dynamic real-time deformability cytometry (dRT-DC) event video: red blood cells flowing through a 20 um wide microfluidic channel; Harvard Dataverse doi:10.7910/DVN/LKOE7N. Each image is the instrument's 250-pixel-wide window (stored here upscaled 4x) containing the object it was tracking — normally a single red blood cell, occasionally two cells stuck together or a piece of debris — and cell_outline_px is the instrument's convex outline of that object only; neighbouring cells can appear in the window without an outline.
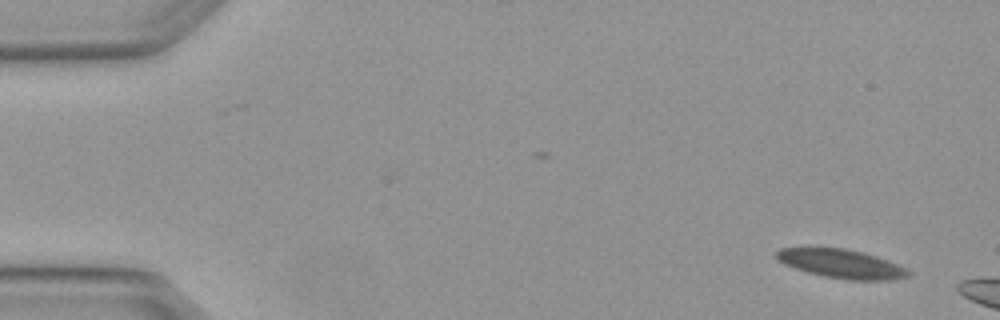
{"species": "Egyptian fruit bat (a non-hibernating species)", "species_latin": "Rousettus aegyptiacus", "temperature_condition": "warm", "stored_images_in_passage": 4, "segment_of_instrument_passage": [2, 2], "camera_frame_rate_fps": 3000, "um_per_image_px": 0.085, "animal": {"sex": "female"}, "frame": {"image": 1, "passage_image": 4, "time_ms": 1.0, "image_size_px": [1000, 320], "cell_outline_px": [[912, 272], [908, 276], [892, 280], [848, 280], [824, 276], [808, 272], [784, 264], [776, 256], [776, 252], [780, 248], [844, 248], [864, 252], [888, 260]], "centroid_in_image_um": [71.55, 22.42], "position_along_channel_um": 13.5, "area_um2": 21.91}}